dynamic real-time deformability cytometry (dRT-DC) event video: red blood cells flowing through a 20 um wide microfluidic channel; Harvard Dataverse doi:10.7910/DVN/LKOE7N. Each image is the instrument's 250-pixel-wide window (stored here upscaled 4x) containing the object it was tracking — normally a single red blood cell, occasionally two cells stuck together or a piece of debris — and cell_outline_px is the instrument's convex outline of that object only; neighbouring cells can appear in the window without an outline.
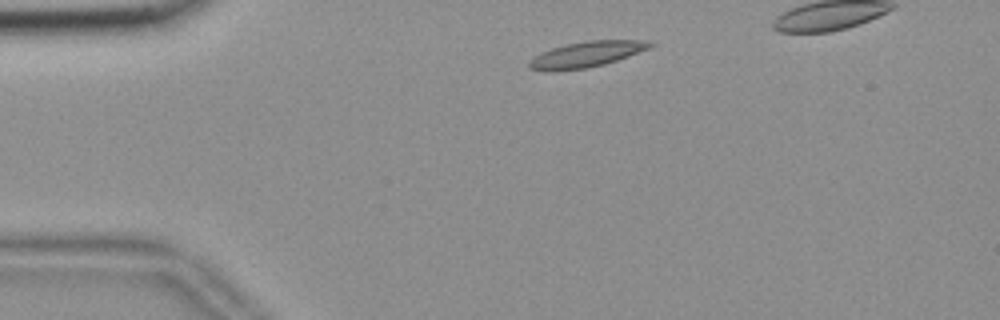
{"species": "common noctule bat (a hibernating species)", "species_latin": "Nyctalus noctula", "temperature_condition": "room temperature", "stored_images_in_passage": 42, "camera_frame_rate_fps": 3000, "um_per_image_px": 0.085, "animal": {"sex": "female", "body_mass_g": 18.4}, "frame": {"image": 1, "passage_image": 4, "time_ms": 1.0, "image_size_px": [1000, 320], "cell_outline_px": [[656, 44], [648, 48], [628, 56], [604, 64], [584, 68], [552, 72], [544, 72], [528, 68], [528, 60], [540, 52], [552, 48], [584, 40], [652, 40]], "centroid_in_image_um": [49.79, 4.62], "position_along_channel_um": 35.2, "area_um2": 18.32}}
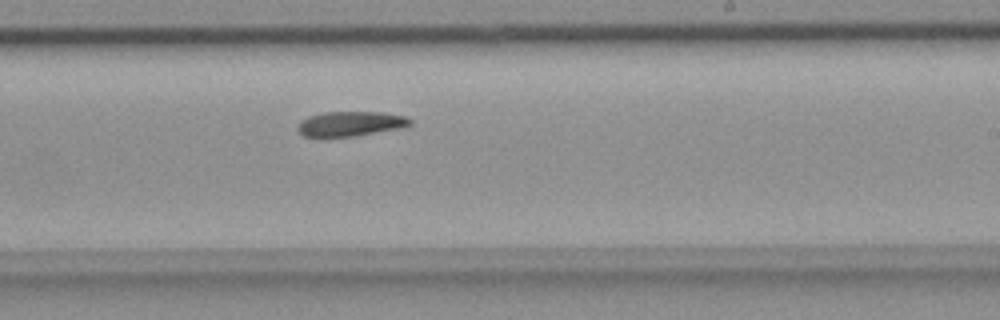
{"frame": {"image": 2, "passage_image": 26, "time_ms": 8.333, "image_size_px": [1000, 320], "cell_outline_px": [[412, 124], [404, 128], [356, 136], [304, 136], [296, 128], [300, 120], [308, 116], [324, 112], [380, 112], [408, 116], [412, 120]], "centroid_in_image_um": [29.85, 10.51], "position_along_channel_um": 259.2, "area_um2": 16.42}}
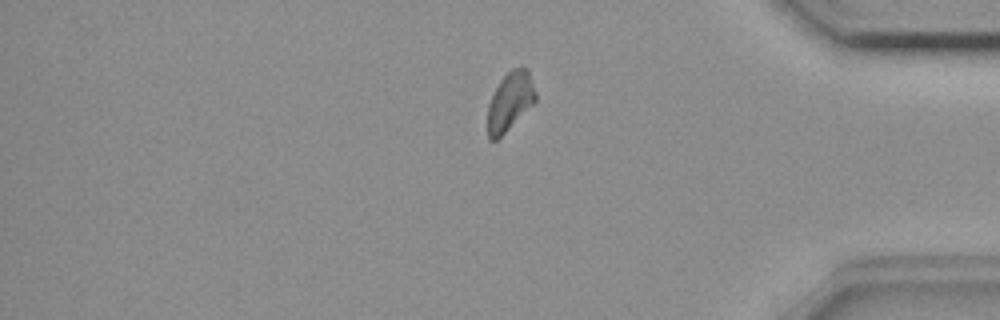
{"frame": {"image": 3, "passage_image": 39, "time_ms": 12.667, "image_size_px": [1000, 320], "cell_outline_px": [[536, 100], [496, 140], [488, 140], [488, 104], [500, 80], [512, 68], [528, 68], [536, 92]], "centroid_in_image_um": [43.34, 8.59], "position_along_channel_um": 391.9, "area_um2": 15.9}}